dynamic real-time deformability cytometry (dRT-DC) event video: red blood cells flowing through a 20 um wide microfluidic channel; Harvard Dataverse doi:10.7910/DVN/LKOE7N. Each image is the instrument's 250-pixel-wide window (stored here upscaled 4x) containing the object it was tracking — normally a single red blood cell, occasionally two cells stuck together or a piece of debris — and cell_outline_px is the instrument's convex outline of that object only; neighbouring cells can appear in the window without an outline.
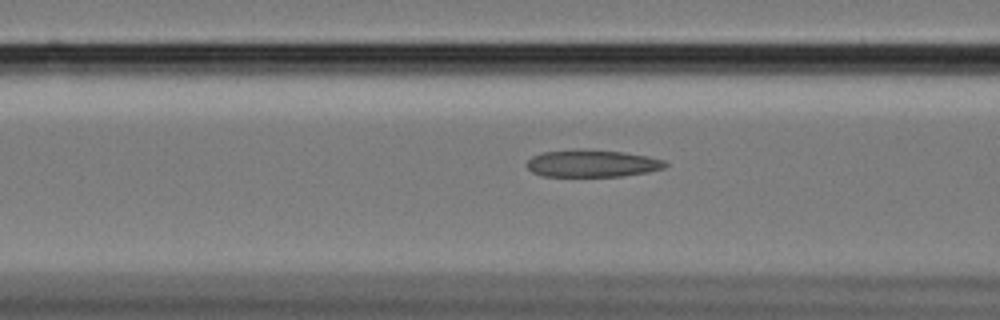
{"species": "Egyptian fruit bat (a non-hibernating species)", "species_latin": "Rousettus aegyptiacus", "temperature_condition": "cold", "stored_images_in_passage": 42, "camera_frame_rate_fps": 3000, "um_per_image_px": 0.085, "animal": {"sex": "female"}, "frame": {"image": 1, "passage_image": 11, "time_ms": 3.333, "image_size_px": [1000, 320], "cell_outline_px": [[668, 164], [664, 168], [648, 172], [620, 176], [544, 176], [532, 172], [528, 168], [528, 160], [532, 156], [544, 152], [580, 148], [624, 152], [648, 156], [664, 160]], "centroid_in_image_um": [50.35, 13.88], "position_along_channel_um": 116.3, "area_um2": 22.02}}
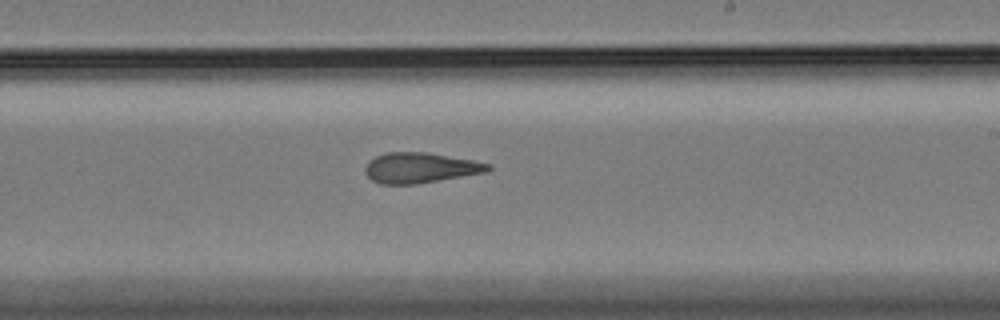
{"frame": {"image": 2, "passage_image": 23, "time_ms": 7.333, "image_size_px": [1000, 320], "cell_outline_px": [[492, 168], [488, 172], [416, 184], [380, 184], [372, 180], [368, 176], [364, 168], [376, 156], [388, 152], [428, 152], [472, 160], [492, 164]], "centroid_in_image_um": [35.77, 14.26], "position_along_channel_um": 253.2, "area_um2": 21.68}}
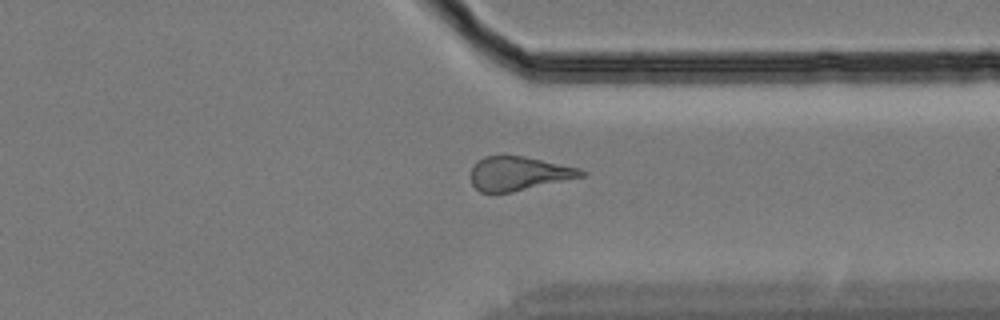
{"frame": {"image": 3, "passage_image": 33, "time_ms": 10.667, "image_size_px": [1000, 320], "cell_outline_px": [[588, 172], [584, 176], [512, 192], [480, 192], [472, 184], [472, 168], [484, 156], [524, 156], [580, 168]], "centroid_in_image_um": [44.13, 14.75], "position_along_channel_um": 367.3, "area_um2": 21.5}, "authors_computed_cell_mechanics": {"area_um2": 21.7617, "velocity_mm_per_s": 3.4173, "shape_relaxation_time_tau1_ms": 11.0646, "shape_relaxation_time_tau2_ms": 3.0513, "deformation_change_tau1": 0.2431, "deformation_change_tau2": 0.1316}}